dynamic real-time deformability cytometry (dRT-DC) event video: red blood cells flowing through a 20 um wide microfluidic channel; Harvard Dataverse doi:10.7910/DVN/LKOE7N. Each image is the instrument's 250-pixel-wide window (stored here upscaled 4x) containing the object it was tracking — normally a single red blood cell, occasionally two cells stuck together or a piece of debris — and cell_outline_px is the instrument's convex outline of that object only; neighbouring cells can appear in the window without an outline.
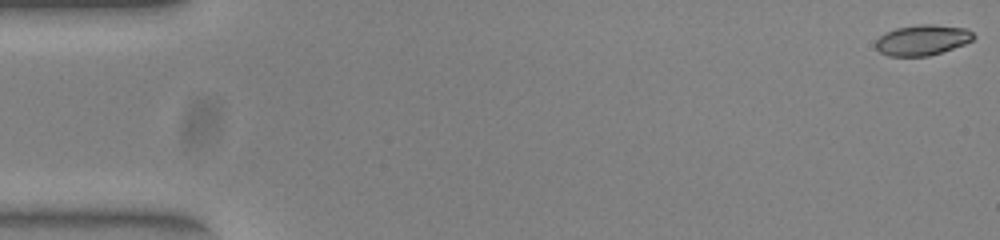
{"species": "common noctule bat (a hibernating species)", "species_latin": "Nyctalus noctula", "temperature_condition": "warm", "stored_images_in_passage": 52, "camera_frame_rate_fps": 3000, "um_per_image_px": 0.085, "animal": {"sex": "female", "body_mass_g": 23.0, "forearm_length_mm": 53.4}, "frame": {"image": 1, "passage_image": 1, "time_ms": 0.0, "image_size_px": [1000, 240], "cell_outline_px": [[976, 36], [972, 40], [964, 44], [928, 56], [888, 56], [880, 52], [876, 48], [876, 40], [884, 32], [896, 28], [920, 24], [932, 24], [964, 28], [972, 32]], "centroid_in_image_um": [78.37, 3.4], "position_along_channel_um": 6.6, "area_um2": 17.28}}
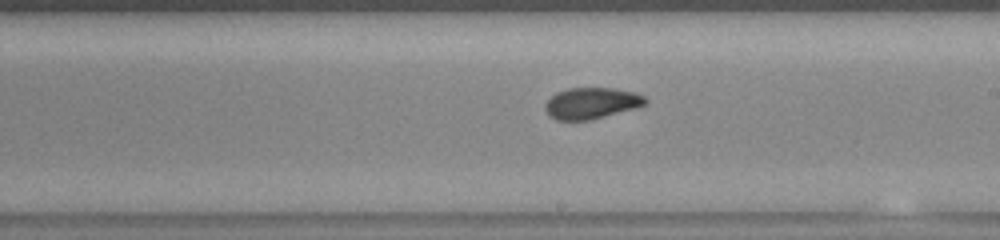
{"frame": {"image": 2, "passage_image": 30, "time_ms": 9.667, "image_size_px": [1000, 240], "cell_outline_px": [[648, 100], [644, 104], [636, 108], [588, 120], [556, 120], [544, 108], [544, 104], [556, 92], [568, 88], [612, 88], [632, 92], [644, 96]], "centroid_in_image_um": [50.26, 8.76], "position_along_channel_um": 238.7, "area_um2": 17.98}}
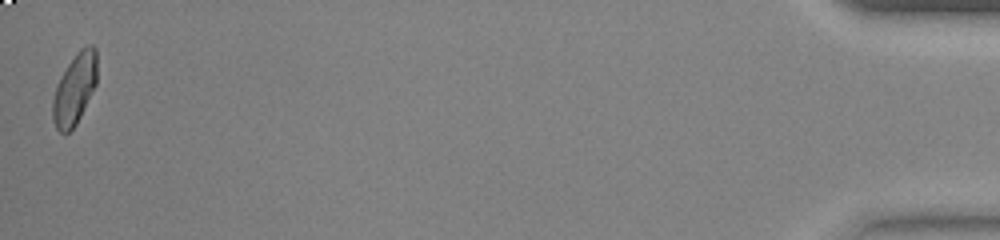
{"frame": {"image": 3, "passage_image": 52, "time_ms": 17.0, "image_size_px": [1000, 240], "cell_outline_px": [[96, 84], [76, 124], [68, 132], [60, 132], [56, 128], [52, 120], [52, 100], [60, 76], [76, 52], [80, 48], [88, 44], [92, 44], [96, 48]], "centroid_in_image_um": [6.33, 7.54], "position_along_channel_um": 428.9, "area_um2": 18.21}, "authors_computed_cell_mechanics": {"area_um2": 18.207, "velocity_mm_per_s": 3.9456, "shape_relaxation_time_tau1_ms": null, "shape_relaxation_time_tau2_ms": 1.3113, "deformation_change_tau1": null, "deformation_change_tau2": 0.0559}}